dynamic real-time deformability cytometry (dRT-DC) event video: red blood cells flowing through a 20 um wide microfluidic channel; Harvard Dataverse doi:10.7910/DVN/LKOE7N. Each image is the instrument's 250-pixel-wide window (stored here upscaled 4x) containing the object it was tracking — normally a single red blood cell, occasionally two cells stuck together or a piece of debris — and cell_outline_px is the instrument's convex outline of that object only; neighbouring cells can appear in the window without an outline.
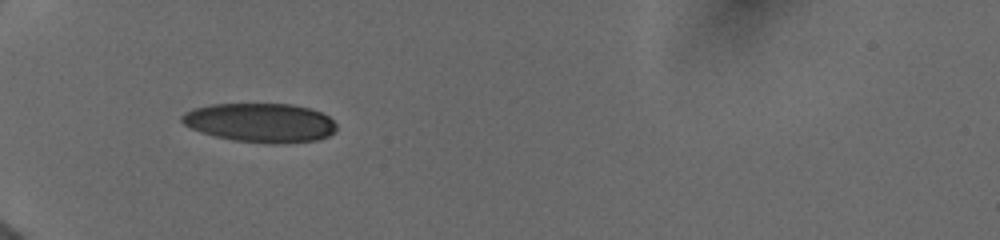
{"species": "human", "species_latin": "Homo sapiens", "temperature_condition": "cold", "stored_images_in_passage": 22, "camera_frame_rate_fps": 3000, "um_per_image_px": 0.085, "donor": {"sex": "female"}, "frame": {"image": 1, "passage_image": 1, "time_ms": 0.0, "image_size_px": [1000, 240], "cell_outline_px": [[336, 132], [328, 136], [316, 140], [272, 144], [236, 140], [216, 136], [200, 132], [184, 124], [180, 120], [180, 116], [184, 112], [192, 108], [212, 104], [292, 104], [312, 108], [328, 116], [336, 124]], "centroid_in_image_um": [22.13, 10.41], "position_along_channel_um": 62.9, "area_um2": 35.26}}
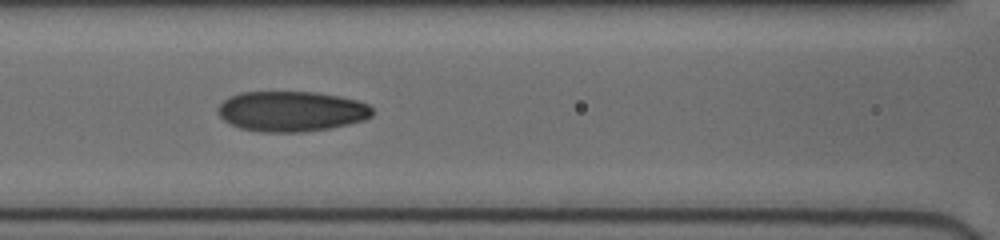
{"frame": {"image": 2, "passage_image": 15, "time_ms": 2.333, "image_size_px": [1000, 240], "cell_outline_px": [[376, 112], [372, 116], [364, 120], [348, 124], [328, 128], [304, 132], [260, 132], [240, 128], [228, 124], [216, 112], [216, 108], [228, 96], [240, 92], [316, 92], [340, 96], [356, 100], [368, 104]], "centroid_in_image_um": [24.75, 9.46], "position_along_channel_um": 141.9, "area_um2": 36.65}}
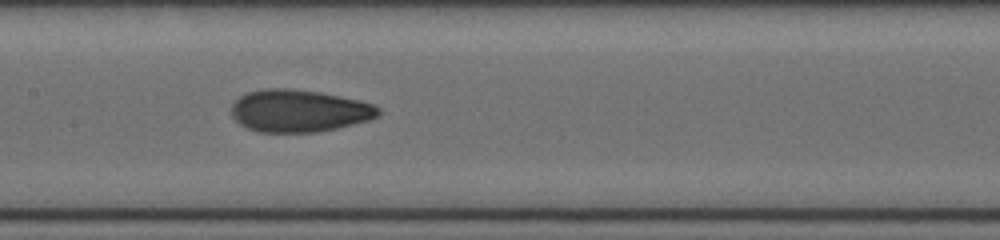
{"frame": {"image": 3, "passage_image": 21, "time_ms": 3.333, "image_size_px": [1000, 240], "cell_outline_px": [[380, 116], [368, 120], [336, 128], [316, 132], [260, 132], [248, 128], [240, 124], [232, 116], [232, 104], [240, 96], [248, 92], [264, 88], [292, 88], [320, 92], [360, 100], [376, 104], [380, 108]], "centroid_in_image_um": [25.44, 9.41], "position_along_channel_um": 182.0, "area_um2": 36.36}}